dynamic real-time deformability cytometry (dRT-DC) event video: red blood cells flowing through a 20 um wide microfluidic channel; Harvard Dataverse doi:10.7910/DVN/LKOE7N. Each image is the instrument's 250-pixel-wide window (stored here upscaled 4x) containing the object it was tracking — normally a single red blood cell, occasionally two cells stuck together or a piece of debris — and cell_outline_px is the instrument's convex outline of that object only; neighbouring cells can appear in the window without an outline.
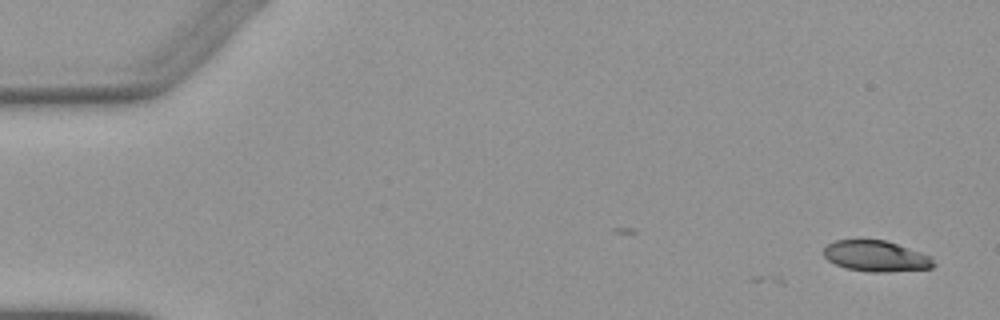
{"species": "Egyptian fruit bat (a non-hibernating species)", "species_latin": "Rousettus aegyptiacus", "temperature_condition": "warm", "stored_images_in_passage": 6, "camera_frame_rate_fps": 3000, "um_per_image_px": 0.085, "animal": {"sex": "female"}, "frame": {"image": 1, "passage_image": 1, "time_ms": 0.0, "image_size_px": [1000, 320], "cell_outline_px": [[936, 264], [932, 268], [888, 272], [872, 272], [844, 268], [828, 260], [824, 256], [824, 248], [828, 244], [836, 240], [884, 240], [932, 256]], "centroid_in_image_um": [74.48, 21.78], "position_along_channel_um": 10.5, "area_um2": 19.71}}
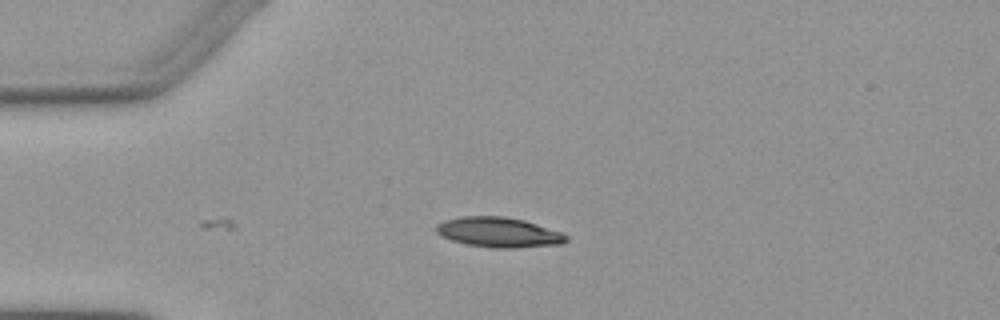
{"frame": {"image": 2, "passage_image": 4, "time_ms": 3.667, "image_size_px": [1000, 320], "cell_outline_px": [[568, 240], [560, 244], [516, 248], [496, 248], [468, 244], [452, 240], [436, 232], [436, 224], [444, 220], [460, 216], [504, 216], [524, 220], [564, 232], [568, 236]], "centroid_in_image_um": [42.43, 19.73], "position_along_channel_um": 42.6, "area_um2": 22.77}}